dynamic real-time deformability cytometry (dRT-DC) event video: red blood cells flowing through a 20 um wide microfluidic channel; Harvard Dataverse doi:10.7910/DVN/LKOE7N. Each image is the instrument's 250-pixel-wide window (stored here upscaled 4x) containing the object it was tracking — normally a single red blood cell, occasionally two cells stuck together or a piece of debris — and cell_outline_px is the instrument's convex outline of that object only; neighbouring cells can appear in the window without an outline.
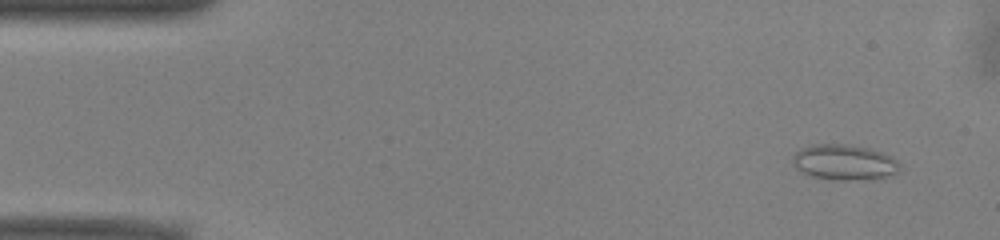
{"species": "common noctule bat (a hibernating species)", "species_latin": "Nyctalus noctula", "temperature_condition": "warm", "stored_images_in_passage": 51, "camera_frame_rate_fps": 3000, "um_per_image_px": 0.085, "animal": {"sex": "male", "body_mass_g": 13.0, "forearm_length_mm": 53.1}, "frame": {"image": 1, "passage_image": 3, "time_ms": 0.667, "image_size_px": [1000, 240], "cell_outline_px": [[900, 164], [896, 172], [884, 176], [856, 180], [828, 180], [812, 176], [796, 168], [792, 164], [792, 156], [800, 148], [812, 144], [848, 144], [868, 148], [892, 156]], "centroid_in_image_um": [71.7, 13.78], "position_along_channel_um": 13.3, "area_um2": 22.02}}
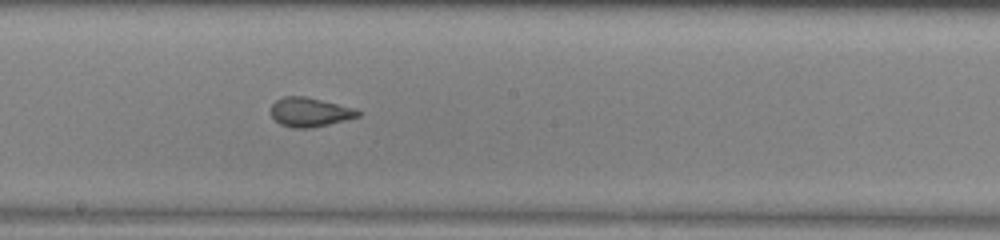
{"frame": {"image": 2, "passage_image": 27, "time_ms": 8.667, "image_size_px": [1000, 240], "cell_outline_px": [[360, 116], [312, 128], [292, 128], [280, 124], [272, 116], [272, 104], [276, 100], [284, 96], [304, 96], [356, 108], [360, 112]], "centroid_in_image_um": [26.34, 9.53], "position_along_channel_um": 221.9, "area_um2": 14.68}}
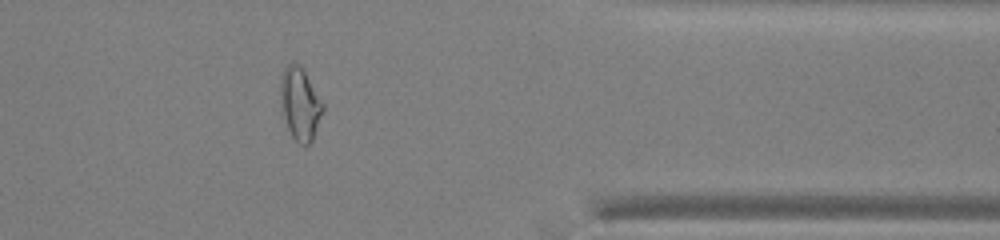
{"frame": {"image": 3, "passage_image": 41, "time_ms": 13.333, "image_size_px": [1000, 240], "cell_outline_px": [[324, 112], [312, 140], [308, 144], [300, 144], [292, 136], [288, 128], [284, 116], [280, 100], [280, 76], [284, 68], [292, 60], [296, 60], [304, 68], [324, 104]], "centroid_in_image_um": [25.51, 8.74], "position_along_channel_um": 385.9, "area_um2": 18.26}, "authors_computed_cell_mechanics": {"area_um2": 16.9354, "velocity_mm_per_s": 3.9451, "shape_relaxation_time_tau1_ms": 8.8939, "shape_relaxation_time_tau2_ms": 0.8679, "deformation_change_tau1": 0.1688, "deformation_change_tau2": 0.0752}}